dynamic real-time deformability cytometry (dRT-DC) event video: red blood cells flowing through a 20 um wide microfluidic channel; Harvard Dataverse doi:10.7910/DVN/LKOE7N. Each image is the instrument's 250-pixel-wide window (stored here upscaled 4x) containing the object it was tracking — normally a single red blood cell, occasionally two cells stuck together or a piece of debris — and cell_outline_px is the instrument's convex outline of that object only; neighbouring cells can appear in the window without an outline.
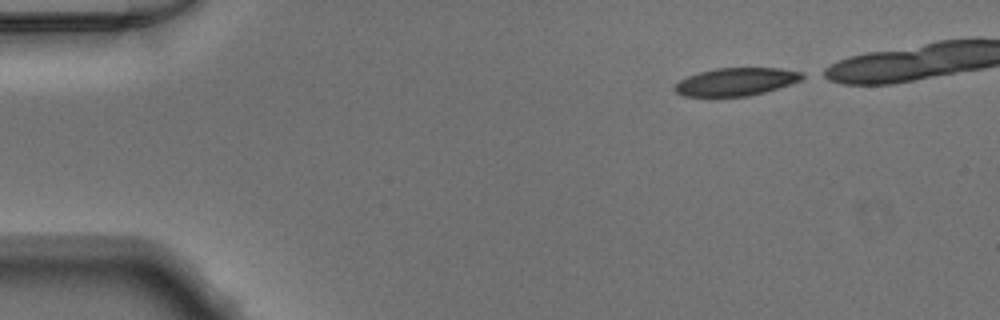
{"species": "Egyptian fruit bat (a non-hibernating species)", "species_latin": "Rousettus aegyptiacus", "temperature_condition": "warm", "stored_images_in_passage": 37, "camera_frame_rate_fps": 3000, "um_per_image_px": 0.085, "animal": {"sex": "male"}, "frame": {"image": 1, "passage_image": 1, "time_ms": 0.0, "image_size_px": [1000, 320], "cell_outline_px": [[808, 76], [800, 80], [764, 92], [748, 96], [684, 96], [676, 92], [672, 88], [680, 80], [688, 76], [700, 72], [716, 68], [780, 68], [804, 72]], "centroid_in_image_um": [62.58, 6.94], "position_along_channel_um": 22.4, "area_um2": 20.58}}
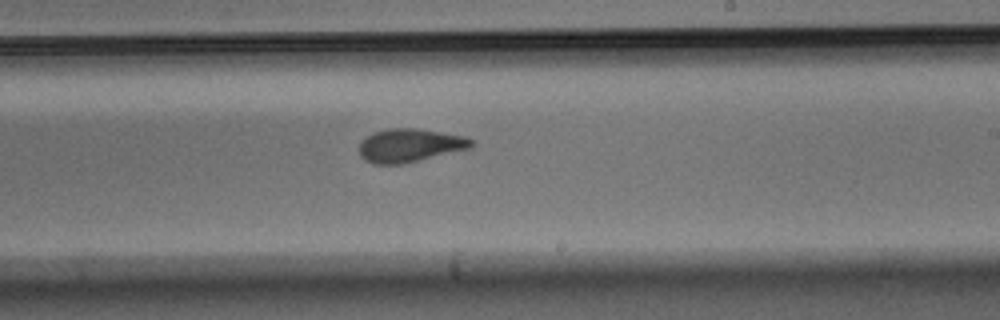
{"frame": {"image": 2, "passage_image": 24, "time_ms": 7.667, "image_size_px": [1000, 320], "cell_outline_px": [[476, 144], [472, 148], [404, 164], [372, 164], [364, 160], [360, 156], [360, 140], [372, 132], [388, 128], [416, 128], [464, 136], [472, 140]], "centroid_in_image_um": [34.82, 12.36], "position_along_channel_um": 254.2, "area_um2": 22.14}}
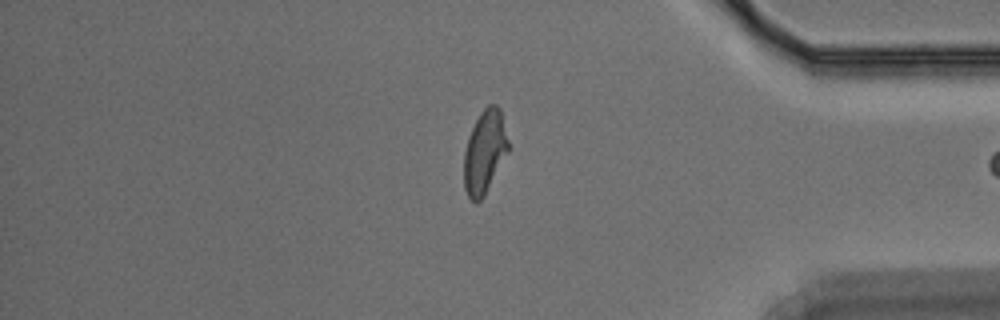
{"frame": {"image": 3, "passage_image": 36, "time_ms": 11.667, "image_size_px": [1000, 320], "cell_outline_px": [[508, 152], [484, 196], [476, 204], [468, 196], [464, 188], [464, 152], [468, 136], [480, 112], [488, 104], [496, 104], [500, 108], [508, 140]], "centroid_in_image_um": [41.19, 12.91], "position_along_channel_um": 394.0, "area_um2": 21.44}}